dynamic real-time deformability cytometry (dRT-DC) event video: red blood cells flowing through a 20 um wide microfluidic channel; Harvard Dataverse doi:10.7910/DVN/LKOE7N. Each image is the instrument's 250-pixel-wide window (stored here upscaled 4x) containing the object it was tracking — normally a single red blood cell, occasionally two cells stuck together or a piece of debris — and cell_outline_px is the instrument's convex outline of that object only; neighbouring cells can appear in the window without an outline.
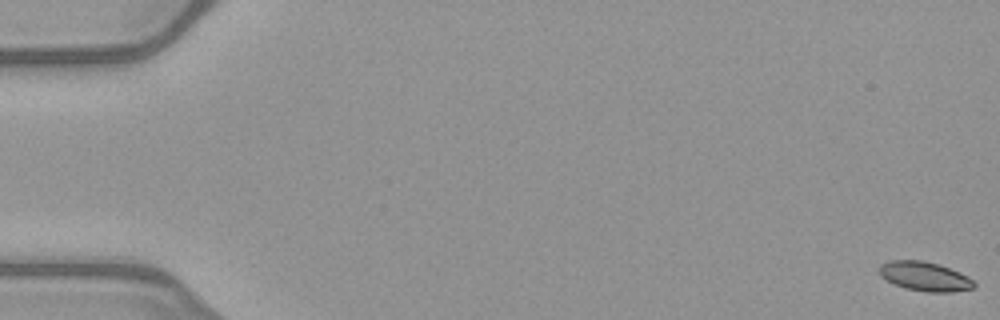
{"species": "common noctule bat (a hibernating species)", "species_latin": "Nyctalus noctula", "temperature_condition": "warm", "stored_images_in_passage": 16, "camera_frame_rate_fps": 3000, "um_per_image_px": 0.085, "animal": {"sex": "female", "body_mass_g": 21.9}, "frame": {"image": 1, "passage_image": 1, "time_ms": 0.0, "image_size_px": [1000, 320], "cell_outline_px": [[976, 288], [952, 292], [928, 292], [904, 288], [880, 276], [880, 264], [888, 260], [924, 260], [940, 264], [960, 272], [968, 276], [976, 284]], "centroid_in_image_um": [78.64, 23.48], "position_along_channel_um": 6.4, "area_um2": 16.3}}
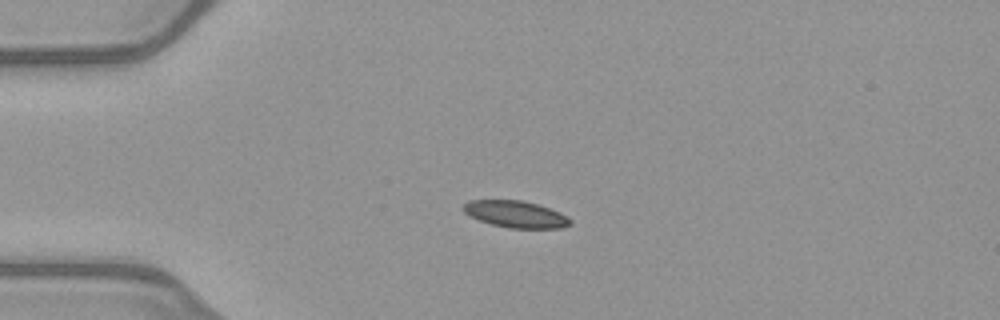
{"frame": {"image": 2, "passage_image": 14, "time_ms": 4.333, "image_size_px": [1000, 320], "cell_outline_px": [[572, 224], [560, 228], [508, 228], [492, 224], [480, 220], [464, 212], [460, 208], [468, 200], [520, 200], [536, 204], [560, 212], [568, 216], [572, 220]], "centroid_in_image_um": [43.84, 18.21], "position_along_channel_um": 41.2, "area_um2": 16.65}}